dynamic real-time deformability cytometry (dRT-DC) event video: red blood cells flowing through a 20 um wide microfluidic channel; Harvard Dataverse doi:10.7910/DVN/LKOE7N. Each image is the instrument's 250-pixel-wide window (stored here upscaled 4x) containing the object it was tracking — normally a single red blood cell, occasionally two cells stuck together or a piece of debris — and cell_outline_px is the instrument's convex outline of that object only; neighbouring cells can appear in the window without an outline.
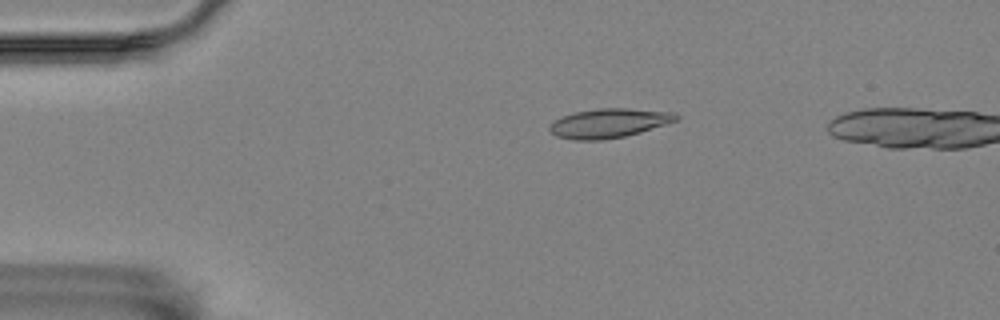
{"species": "Egyptian fruit bat (a non-hibernating species)", "species_latin": "Rousettus aegyptiacus", "temperature_condition": "room temperature", "stored_images_in_passage": 6, "camera_frame_rate_fps": 3000, "um_per_image_px": 0.085, "animal": {"sex": "female"}, "frame": {"image": 1, "passage_image": 4, "time_ms": 1.0, "image_size_px": [1000, 320], "cell_outline_px": [[680, 116], [676, 120], [668, 124], [640, 132], [624, 136], [600, 140], [572, 140], [556, 136], [548, 128], [552, 120], [576, 112], [596, 108], [628, 108], [672, 112]], "centroid_in_image_um": [51.74, 10.46], "position_along_channel_um": 33.3, "area_um2": 21.56}}